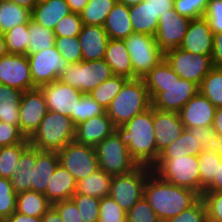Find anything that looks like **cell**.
I'll return each instance as SVG.
<instances>
[{"label": "cell", "mask_w": 222, "mask_h": 222, "mask_svg": "<svg viewBox=\"0 0 222 222\" xmlns=\"http://www.w3.org/2000/svg\"><path fill=\"white\" fill-rule=\"evenodd\" d=\"M111 67L102 60L72 63L59 75L58 80L78 89L83 94L90 93L99 84L113 76Z\"/></svg>", "instance_id": "cell-6"}, {"label": "cell", "mask_w": 222, "mask_h": 222, "mask_svg": "<svg viewBox=\"0 0 222 222\" xmlns=\"http://www.w3.org/2000/svg\"><path fill=\"white\" fill-rule=\"evenodd\" d=\"M213 32L202 17L192 19L179 48L198 55H212Z\"/></svg>", "instance_id": "cell-20"}, {"label": "cell", "mask_w": 222, "mask_h": 222, "mask_svg": "<svg viewBox=\"0 0 222 222\" xmlns=\"http://www.w3.org/2000/svg\"><path fill=\"white\" fill-rule=\"evenodd\" d=\"M128 80L129 79L126 77L113 75L111 78L99 84L88 94L103 108L107 109L113 98Z\"/></svg>", "instance_id": "cell-38"}, {"label": "cell", "mask_w": 222, "mask_h": 222, "mask_svg": "<svg viewBox=\"0 0 222 222\" xmlns=\"http://www.w3.org/2000/svg\"><path fill=\"white\" fill-rule=\"evenodd\" d=\"M191 19L181 16L174 9L159 18L155 39L158 47L163 51L178 48L186 35Z\"/></svg>", "instance_id": "cell-16"}, {"label": "cell", "mask_w": 222, "mask_h": 222, "mask_svg": "<svg viewBox=\"0 0 222 222\" xmlns=\"http://www.w3.org/2000/svg\"><path fill=\"white\" fill-rule=\"evenodd\" d=\"M70 13L66 0H44L33 8L31 18L40 25L54 30L57 23Z\"/></svg>", "instance_id": "cell-27"}, {"label": "cell", "mask_w": 222, "mask_h": 222, "mask_svg": "<svg viewBox=\"0 0 222 222\" xmlns=\"http://www.w3.org/2000/svg\"><path fill=\"white\" fill-rule=\"evenodd\" d=\"M98 222H127L126 211L110 196L100 199Z\"/></svg>", "instance_id": "cell-47"}, {"label": "cell", "mask_w": 222, "mask_h": 222, "mask_svg": "<svg viewBox=\"0 0 222 222\" xmlns=\"http://www.w3.org/2000/svg\"><path fill=\"white\" fill-rule=\"evenodd\" d=\"M7 47H6V41H5V36L4 33L0 32V58L3 56L7 55Z\"/></svg>", "instance_id": "cell-65"}, {"label": "cell", "mask_w": 222, "mask_h": 222, "mask_svg": "<svg viewBox=\"0 0 222 222\" xmlns=\"http://www.w3.org/2000/svg\"><path fill=\"white\" fill-rule=\"evenodd\" d=\"M95 150L99 169L112 176L129 173L139 166L116 132L99 142Z\"/></svg>", "instance_id": "cell-8"}, {"label": "cell", "mask_w": 222, "mask_h": 222, "mask_svg": "<svg viewBox=\"0 0 222 222\" xmlns=\"http://www.w3.org/2000/svg\"><path fill=\"white\" fill-rule=\"evenodd\" d=\"M75 125L68 116L48 110L38 129L28 139L30 146L43 151H60L75 139Z\"/></svg>", "instance_id": "cell-4"}, {"label": "cell", "mask_w": 222, "mask_h": 222, "mask_svg": "<svg viewBox=\"0 0 222 222\" xmlns=\"http://www.w3.org/2000/svg\"><path fill=\"white\" fill-rule=\"evenodd\" d=\"M16 196L10 179L0 177V222H4L16 211Z\"/></svg>", "instance_id": "cell-44"}, {"label": "cell", "mask_w": 222, "mask_h": 222, "mask_svg": "<svg viewBox=\"0 0 222 222\" xmlns=\"http://www.w3.org/2000/svg\"><path fill=\"white\" fill-rule=\"evenodd\" d=\"M198 143H201L202 151L215 150L217 134L212 126L196 127Z\"/></svg>", "instance_id": "cell-56"}, {"label": "cell", "mask_w": 222, "mask_h": 222, "mask_svg": "<svg viewBox=\"0 0 222 222\" xmlns=\"http://www.w3.org/2000/svg\"><path fill=\"white\" fill-rule=\"evenodd\" d=\"M202 152L201 143H198L196 127L185 129L181 136L168 145L159 157L198 156Z\"/></svg>", "instance_id": "cell-29"}, {"label": "cell", "mask_w": 222, "mask_h": 222, "mask_svg": "<svg viewBox=\"0 0 222 222\" xmlns=\"http://www.w3.org/2000/svg\"><path fill=\"white\" fill-rule=\"evenodd\" d=\"M36 164V148L29 146L21 155L18 169L10 178L13 190L18 194L31 190V169Z\"/></svg>", "instance_id": "cell-31"}, {"label": "cell", "mask_w": 222, "mask_h": 222, "mask_svg": "<svg viewBox=\"0 0 222 222\" xmlns=\"http://www.w3.org/2000/svg\"><path fill=\"white\" fill-rule=\"evenodd\" d=\"M31 17V11L26 7L19 6L8 0H0L1 33H5L21 24H28Z\"/></svg>", "instance_id": "cell-34"}, {"label": "cell", "mask_w": 222, "mask_h": 222, "mask_svg": "<svg viewBox=\"0 0 222 222\" xmlns=\"http://www.w3.org/2000/svg\"><path fill=\"white\" fill-rule=\"evenodd\" d=\"M126 215L127 222H161L152 207L143 197Z\"/></svg>", "instance_id": "cell-50"}, {"label": "cell", "mask_w": 222, "mask_h": 222, "mask_svg": "<svg viewBox=\"0 0 222 222\" xmlns=\"http://www.w3.org/2000/svg\"><path fill=\"white\" fill-rule=\"evenodd\" d=\"M103 59L111 67L114 75L135 79L131 59L124 40L110 39Z\"/></svg>", "instance_id": "cell-25"}, {"label": "cell", "mask_w": 222, "mask_h": 222, "mask_svg": "<svg viewBox=\"0 0 222 222\" xmlns=\"http://www.w3.org/2000/svg\"><path fill=\"white\" fill-rule=\"evenodd\" d=\"M216 107L200 92L193 96L178 112L185 129L210 127L213 124Z\"/></svg>", "instance_id": "cell-19"}, {"label": "cell", "mask_w": 222, "mask_h": 222, "mask_svg": "<svg viewBox=\"0 0 222 222\" xmlns=\"http://www.w3.org/2000/svg\"><path fill=\"white\" fill-rule=\"evenodd\" d=\"M124 41L131 59L135 79H142L164 59V52L158 47L155 36L134 32Z\"/></svg>", "instance_id": "cell-7"}, {"label": "cell", "mask_w": 222, "mask_h": 222, "mask_svg": "<svg viewBox=\"0 0 222 222\" xmlns=\"http://www.w3.org/2000/svg\"><path fill=\"white\" fill-rule=\"evenodd\" d=\"M103 27L109 39L124 40L133 34L129 7L117 1L112 11L107 15Z\"/></svg>", "instance_id": "cell-26"}, {"label": "cell", "mask_w": 222, "mask_h": 222, "mask_svg": "<svg viewBox=\"0 0 222 222\" xmlns=\"http://www.w3.org/2000/svg\"><path fill=\"white\" fill-rule=\"evenodd\" d=\"M212 55H198L178 48L164 52V59L174 72L200 86L203 78L214 68Z\"/></svg>", "instance_id": "cell-10"}, {"label": "cell", "mask_w": 222, "mask_h": 222, "mask_svg": "<svg viewBox=\"0 0 222 222\" xmlns=\"http://www.w3.org/2000/svg\"><path fill=\"white\" fill-rule=\"evenodd\" d=\"M222 157L215 150L202 151L198 155L199 174H200V196L204 189L217 176L218 165Z\"/></svg>", "instance_id": "cell-39"}, {"label": "cell", "mask_w": 222, "mask_h": 222, "mask_svg": "<svg viewBox=\"0 0 222 222\" xmlns=\"http://www.w3.org/2000/svg\"><path fill=\"white\" fill-rule=\"evenodd\" d=\"M48 108L43 91L37 87L24 91L19 104V130L29 139L38 129Z\"/></svg>", "instance_id": "cell-14"}, {"label": "cell", "mask_w": 222, "mask_h": 222, "mask_svg": "<svg viewBox=\"0 0 222 222\" xmlns=\"http://www.w3.org/2000/svg\"><path fill=\"white\" fill-rule=\"evenodd\" d=\"M82 26L80 14L71 12L57 23L53 32L56 37H78Z\"/></svg>", "instance_id": "cell-49"}, {"label": "cell", "mask_w": 222, "mask_h": 222, "mask_svg": "<svg viewBox=\"0 0 222 222\" xmlns=\"http://www.w3.org/2000/svg\"><path fill=\"white\" fill-rule=\"evenodd\" d=\"M207 222H222V192H203Z\"/></svg>", "instance_id": "cell-52"}, {"label": "cell", "mask_w": 222, "mask_h": 222, "mask_svg": "<svg viewBox=\"0 0 222 222\" xmlns=\"http://www.w3.org/2000/svg\"><path fill=\"white\" fill-rule=\"evenodd\" d=\"M130 20L135 33L155 36L159 19L155 17L150 5L144 0L129 7Z\"/></svg>", "instance_id": "cell-30"}, {"label": "cell", "mask_w": 222, "mask_h": 222, "mask_svg": "<svg viewBox=\"0 0 222 222\" xmlns=\"http://www.w3.org/2000/svg\"><path fill=\"white\" fill-rule=\"evenodd\" d=\"M30 143H18L12 146L0 147V177L10 179L18 169L22 153Z\"/></svg>", "instance_id": "cell-41"}, {"label": "cell", "mask_w": 222, "mask_h": 222, "mask_svg": "<svg viewBox=\"0 0 222 222\" xmlns=\"http://www.w3.org/2000/svg\"><path fill=\"white\" fill-rule=\"evenodd\" d=\"M52 204L47 197L40 192L24 191L16 196V212L31 217H42Z\"/></svg>", "instance_id": "cell-32"}, {"label": "cell", "mask_w": 222, "mask_h": 222, "mask_svg": "<svg viewBox=\"0 0 222 222\" xmlns=\"http://www.w3.org/2000/svg\"><path fill=\"white\" fill-rule=\"evenodd\" d=\"M144 0H118V2L124 3L128 7L136 5Z\"/></svg>", "instance_id": "cell-67"}, {"label": "cell", "mask_w": 222, "mask_h": 222, "mask_svg": "<svg viewBox=\"0 0 222 222\" xmlns=\"http://www.w3.org/2000/svg\"><path fill=\"white\" fill-rule=\"evenodd\" d=\"M19 6L26 7L30 11L39 3L38 0H8Z\"/></svg>", "instance_id": "cell-64"}, {"label": "cell", "mask_w": 222, "mask_h": 222, "mask_svg": "<svg viewBox=\"0 0 222 222\" xmlns=\"http://www.w3.org/2000/svg\"><path fill=\"white\" fill-rule=\"evenodd\" d=\"M71 199L76 204L83 222H98L100 199L77 193Z\"/></svg>", "instance_id": "cell-45"}, {"label": "cell", "mask_w": 222, "mask_h": 222, "mask_svg": "<svg viewBox=\"0 0 222 222\" xmlns=\"http://www.w3.org/2000/svg\"><path fill=\"white\" fill-rule=\"evenodd\" d=\"M152 171L161 179L173 185L192 189L200 195L198 156L159 157Z\"/></svg>", "instance_id": "cell-5"}, {"label": "cell", "mask_w": 222, "mask_h": 222, "mask_svg": "<svg viewBox=\"0 0 222 222\" xmlns=\"http://www.w3.org/2000/svg\"><path fill=\"white\" fill-rule=\"evenodd\" d=\"M153 10L158 19L168 13V10L174 9V0H145Z\"/></svg>", "instance_id": "cell-57"}, {"label": "cell", "mask_w": 222, "mask_h": 222, "mask_svg": "<svg viewBox=\"0 0 222 222\" xmlns=\"http://www.w3.org/2000/svg\"><path fill=\"white\" fill-rule=\"evenodd\" d=\"M151 172V167L139 165L129 173L114 175L109 196L127 213L143 197L144 185Z\"/></svg>", "instance_id": "cell-9"}, {"label": "cell", "mask_w": 222, "mask_h": 222, "mask_svg": "<svg viewBox=\"0 0 222 222\" xmlns=\"http://www.w3.org/2000/svg\"><path fill=\"white\" fill-rule=\"evenodd\" d=\"M164 222H207L206 206L200 197L191 207Z\"/></svg>", "instance_id": "cell-51"}, {"label": "cell", "mask_w": 222, "mask_h": 222, "mask_svg": "<svg viewBox=\"0 0 222 222\" xmlns=\"http://www.w3.org/2000/svg\"><path fill=\"white\" fill-rule=\"evenodd\" d=\"M9 54L27 55L29 43L28 24L18 25L4 33Z\"/></svg>", "instance_id": "cell-42"}, {"label": "cell", "mask_w": 222, "mask_h": 222, "mask_svg": "<svg viewBox=\"0 0 222 222\" xmlns=\"http://www.w3.org/2000/svg\"><path fill=\"white\" fill-rule=\"evenodd\" d=\"M23 92L0 83V121L19 128V104Z\"/></svg>", "instance_id": "cell-33"}, {"label": "cell", "mask_w": 222, "mask_h": 222, "mask_svg": "<svg viewBox=\"0 0 222 222\" xmlns=\"http://www.w3.org/2000/svg\"><path fill=\"white\" fill-rule=\"evenodd\" d=\"M33 84L41 87L58 80L59 75L69 63L61 57L55 46L43 49L37 53L27 54Z\"/></svg>", "instance_id": "cell-12"}, {"label": "cell", "mask_w": 222, "mask_h": 222, "mask_svg": "<svg viewBox=\"0 0 222 222\" xmlns=\"http://www.w3.org/2000/svg\"><path fill=\"white\" fill-rule=\"evenodd\" d=\"M207 7L208 0H174L176 13L191 20L202 18Z\"/></svg>", "instance_id": "cell-48"}, {"label": "cell", "mask_w": 222, "mask_h": 222, "mask_svg": "<svg viewBox=\"0 0 222 222\" xmlns=\"http://www.w3.org/2000/svg\"><path fill=\"white\" fill-rule=\"evenodd\" d=\"M0 83L22 92L37 88L33 84L27 55L8 53L0 58Z\"/></svg>", "instance_id": "cell-15"}, {"label": "cell", "mask_w": 222, "mask_h": 222, "mask_svg": "<svg viewBox=\"0 0 222 222\" xmlns=\"http://www.w3.org/2000/svg\"><path fill=\"white\" fill-rule=\"evenodd\" d=\"M212 64L215 68H222V32L213 35Z\"/></svg>", "instance_id": "cell-58"}, {"label": "cell", "mask_w": 222, "mask_h": 222, "mask_svg": "<svg viewBox=\"0 0 222 222\" xmlns=\"http://www.w3.org/2000/svg\"><path fill=\"white\" fill-rule=\"evenodd\" d=\"M215 151L222 157V136H217Z\"/></svg>", "instance_id": "cell-66"}, {"label": "cell", "mask_w": 222, "mask_h": 222, "mask_svg": "<svg viewBox=\"0 0 222 222\" xmlns=\"http://www.w3.org/2000/svg\"><path fill=\"white\" fill-rule=\"evenodd\" d=\"M113 176L98 169L86 178L77 181L76 192L101 199L109 196Z\"/></svg>", "instance_id": "cell-28"}, {"label": "cell", "mask_w": 222, "mask_h": 222, "mask_svg": "<svg viewBox=\"0 0 222 222\" xmlns=\"http://www.w3.org/2000/svg\"><path fill=\"white\" fill-rule=\"evenodd\" d=\"M151 107V98L143 79H129L106 109L115 126H123Z\"/></svg>", "instance_id": "cell-3"}, {"label": "cell", "mask_w": 222, "mask_h": 222, "mask_svg": "<svg viewBox=\"0 0 222 222\" xmlns=\"http://www.w3.org/2000/svg\"><path fill=\"white\" fill-rule=\"evenodd\" d=\"M18 143H29L16 125L0 121V147L12 146Z\"/></svg>", "instance_id": "cell-53"}, {"label": "cell", "mask_w": 222, "mask_h": 222, "mask_svg": "<svg viewBox=\"0 0 222 222\" xmlns=\"http://www.w3.org/2000/svg\"><path fill=\"white\" fill-rule=\"evenodd\" d=\"M204 192H222V160L218 165L217 176L213 181L204 189Z\"/></svg>", "instance_id": "cell-59"}, {"label": "cell", "mask_w": 222, "mask_h": 222, "mask_svg": "<svg viewBox=\"0 0 222 222\" xmlns=\"http://www.w3.org/2000/svg\"><path fill=\"white\" fill-rule=\"evenodd\" d=\"M45 96L47 108L50 111L68 116L75 113L77 102L83 93L59 80L39 87Z\"/></svg>", "instance_id": "cell-17"}, {"label": "cell", "mask_w": 222, "mask_h": 222, "mask_svg": "<svg viewBox=\"0 0 222 222\" xmlns=\"http://www.w3.org/2000/svg\"><path fill=\"white\" fill-rule=\"evenodd\" d=\"M118 0H89L80 13L83 25L103 26Z\"/></svg>", "instance_id": "cell-36"}, {"label": "cell", "mask_w": 222, "mask_h": 222, "mask_svg": "<svg viewBox=\"0 0 222 222\" xmlns=\"http://www.w3.org/2000/svg\"><path fill=\"white\" fill-rule=\"evenodd\" d=\"M57 153L59 164L73 175L76 182L99 169L95 147L73 141Z\"/></svg>", "instance_id": "cell-11"}, {"label": "cell", "mask_w": 222, "mask_h": 222, "mask_svg": "<svg viewBox=\"0 0 222 222\" xmlns=\"http://www.w3.org/2000/svg\"><path fill=\"white\" fill-rule=\"evenodd\" d=\"M29 43L28 54L37 53L43 49L55 46V35L53 30L35 22L32 18L28 22Z\"/></svg>", "instance_id": "cell-37"}, {"label": "cell", "mask_w": 222, "mask_h": 222, "mask_svg": "<svg viewBox=\"0 0 222 222\" xmlns=\"http://www.w3.org/2000/svg\"><path fill=\"white\" fill-rule=\"evenodd\" d=\"M41 222H63L58 212L51 207L42 217Z\"/></svg>", "instance_id": "cell-63"}, {"label": "cell", "mask_w": 222, "mask_h": 222, "mask_svg": "<svg viewBox=\"0 0 222 222\" xmlns=\"http://www.w3.org/2000/svg\"><path fill=\"white\" fill-rule=\"evenodd\" d=\"M200 197L194 190L173 185L161 179L153 171L149 174L143 189V198L161 222L177 216L191 207Z\"/></svg>", "instance_id": "cell-1"}, {"label": "cell", "mask_w": 222, "mask_h": 222, "mask_svg": "<svg viewBox=\"0 0 222 222\" xmlns=\"http://www.w3.org/2000/svg\"><path fill=\"white\" fill-rule=\"evenodd\" d=\"M199 92L216 108L222 107V68H213L202 80Z\"/></svg>", "instance_id": "cell-40"}, {"label": "cell", "mask_w": 222, "mask_h": 222, "mask_svg": "<svg viewBox=\"0 0 222 222\" xmlns=\"http://www.w3.org/2000/svg\"><path fill=\"white\" fill-rule=\"evenodd\" d=\"M58 164L57 152L36 149V164L31 169V191L44 194Z\"/></svg>", "instance_id": "cell-23"}, {"label": "cell", "mask_w": 222, "mask_h": 222, "mask_svg": "<svg viewBox=\"0 0 222 222\" xmlns=\"http://www.w3.org/2000/svg\"><path fill=\"white\" fill-rule=\"evenodd\" d=\"M116 126L107 112L83 121L75 127L74 141L79 144L95 147L99 142L115 132Z\"/></svg>", "instance_id": "cell-21"}, {"label": "cell", "mask_w": 222, "mask_h": 222, "mask_svg": "<svg viewBox=\"0 0 222 222\" xmlns=\"http://www.w3.org/2000/svg\"><path fill=\"white\" fill-rule=\"evenodd\" d=\"M63 222H83L81 214L72 199L63 200L52 204Z\"/></svg>", "instance_id": "cell-55"}, {"label": "cell", "mask_w": 222, "mask_h": 222, "mask_svg": "<svg viewBox=\"0 0 222 222\" xmlns=\"http://www.w3.org/2000/svg\"><path fill=\"white\" fill-rule=\"evenodd\" d=\"M105 112L106 109L98 104L89 94H83L77 102L75 113L70 115V119L76 126L83 121L102 115Z\"/></svg>", "instance_id": "cell-43"}, {"label": "cell", "mask_w": 222, "mask_h": 222, "mask_svg": "<svg viewBox=\"0 0 222 222\" xmlns=\"http://www.w3.org/2000/svg\"><path fill=\"white\" fill-rule=\"evenodd\" d=\"M4 222H41L40 217L26 216L19 212H14Z\"/></svg>", "instance_id": "cell-60"}, {"label": "cell", "mask_w": 222, "mask_h": 222, "mask_svg": "<svg viewBox=\"0 0 222 222\" xmlns=\"http://www.w3.org/2000/svg\"><path fill=\"white\" fill-rule=\"evenodd\" d=\"M76 184L77 182L73 175L61 164H58L49 180L44 195L51 204L69 200L76 192Z\"/></svg>", "instance_id": "cell-24"}, {"label": "cell", "mask_w": 222, "mask_h": 222, "mask_svg": "<svg viewBox=\"0 0 222 222\" xmlns=\"http://www.w3.org/2000/svg\"><path fill=\"white\" fill-rule=\"evenodd\" d=\"M153 130L157 145V160L160 153L181 136L185 126L177 112L153 108Z\"/></svg>", "instance_id": "cell-18"}, {"label": "cell", "mask_w": 222, "mask_h": 222, "mask_svg": "<svg viewBox=\"0 0 222 222\" xmlns=\"http://www.w3.org/2000/svg\"><path fill=\"white\" fill-rule=\"evenodd\" d=\"M83 61L102 60L109 42L103 26L83 25L78 35Z\"/></svg>", "instance_id": "cell-22"}, {"label": "cell", "mask_w": 222, "mask_h": 222, "mask_svg": "<svg viewBox=\"0 0 222 222\" xmlns=\"http://www.w3.org/2000/svg\"><path fill=\"white\" fill-rule=\"evenodd\" d=\"M115 132L128 146L131 157L138 165L153 167L157 162V145L153 130V107L137 114Z\"/></svg>", "instance_id": "cell-2"}, {"label": "cell", "mask_w": 222, "mask_h": 222, "mask_svg": "<svg viewBox=\"0 0 222 222\" xmlns=\"http://www.w3.org/2000/svg\"><path fill=\"white\" fill-rule=\"evenodd\" d=\"M88 2L89 0H66V3L69 5L70 11L77 14H80L82 12Z\"/></svg>", "instance_id": "cell-61"}, {"label": "cell", "mask_w": 222, "mask_h": 222, "mask_svg": "<svg viewBox=\"0 0 222 222\" xmlns=\"http://www.w3.org/2000/svg\"><path fill=\"white\" fill-rule=\"evenodd\" d=\"M198 92L199 86L196 83L180 78L174 72L173 83L161 88V92L151 98V106L158 110L178 113Z\"/></svg>", "instance_id": "cell-13"}, {"label": "cell", "mask_w": 222, "mask_h": 222, "mask_svg": "<svg viewBox=\"0 0 222 222\" xmlns=\"http://www.w3.org/2000/svg\"><path fill=\"white\" fill-rule=\"evenodd\" d=\"M213 34L222 32V0H208V7L203 16Z\"/></svg>", "instance_id": "cell-54"}, {"label": "cell", "mask_w": 222, "mask_h": 222, "mask_svg": "<svg viewBox=\"0 0 222 222\" xmlns=\"http://www.w3.org/2000/svg\"><path fill=\"white\" fill-rule=\"evenodd\" d=\"M55 47L69 64L83 60L78 37H55Z\"/></svg>", "instance_id": "cell-46"}, {"label": "cell", "mask_w": 222, "mask_h": 222, "mask_svg": "<svg viewBox=\"0 0 222 222\" xmlns=\"http://www.w3.org/2000/svg\"><path fill=\"white\" fill-rule=\"evenodd\" d=\"M150 98L157 92H161V88L167 87L174 81V70L163 59L158 65L153 67L143 78Z\"/></svg>", "instance_id": "cell-35"}, {"label": "cell", "mask_w": 222, "mask_h": 222, "mask_svg": "<svg viewBox=\"0 0 222 222\" xmlns=\"http://www.w3.org/2000/svg\"><path fill=\"white\" fill-rule=\"evenodd\" d=\"M212 128L217 136H222V107L216 108Z\"/></svg>", "instance_id": "cell-62"}]
</instances>
